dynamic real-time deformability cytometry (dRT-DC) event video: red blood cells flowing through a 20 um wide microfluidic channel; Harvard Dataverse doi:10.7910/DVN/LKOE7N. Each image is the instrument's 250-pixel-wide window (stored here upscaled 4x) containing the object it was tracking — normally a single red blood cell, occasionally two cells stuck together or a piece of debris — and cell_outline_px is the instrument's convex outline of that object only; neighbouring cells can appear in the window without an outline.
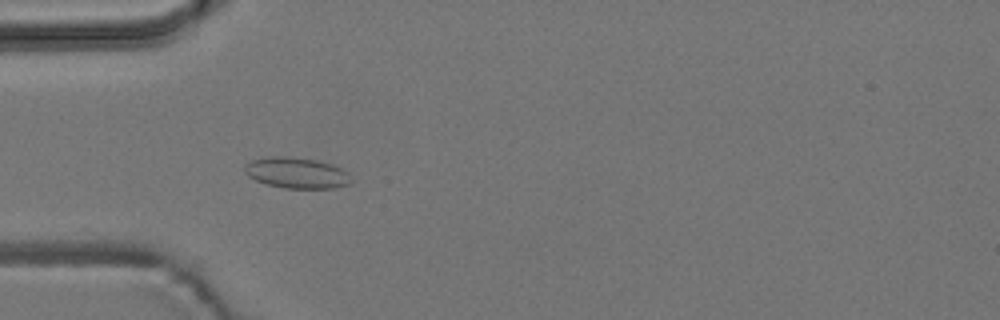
{"species": "common noctule bat (a hibernating species)", "species_latin": "Nyctalus noctula", "temperature_condition": "room temperature", "stored_images_in_passage": 6, "camera_frame_rate_fps": 3000, "um_per_image_px": 0.085, "animal": {"sex": "male", "body_mass_g": 19.2, "forearm_length_mm": 51.8}, "frame": {"image": 1, "passage_image": 2, "time_ms": 1.0, "image_size_px": [1000, 320], "cell_outline_px": [[352, 180], [348, 184], [332, 188], [284, 188], [268, 184], [256, 180], [248, 176], [244, 172], [244, 164], [252, 160], [268, 156], [288, 156], [316, 160], [332, 164], [348, 172]], "centroid_in_image_um": [25.19, 14.68], "position_along_channel_um": 59.8, "area_um2": 19.19}}
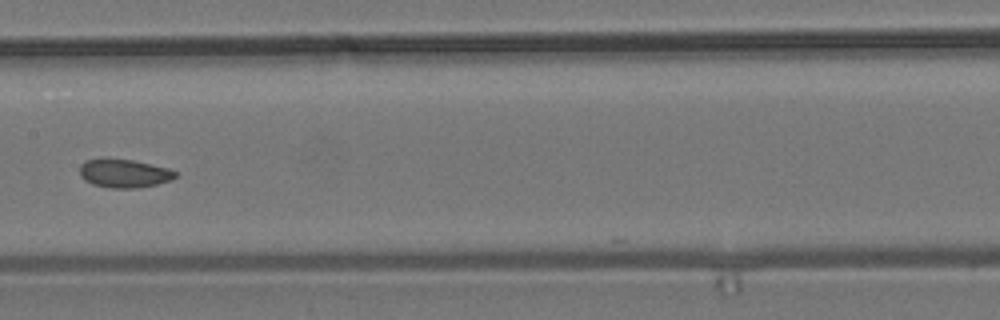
{"frame": {"image": 2, "passage_image": 5, "time_ms": 4.667, "image_size_px": [1000, 320], "cell_outline_px": [[176, 176], [172, 180], [156, 184], [136, 188], [108, 188], [92, 184], [84, 180], [80, 176], [80, 164], [84, 160], [100, 156], [104, 156], [132, 160], [168, 168], [176, 172]], "centroid_in_image_um": [10.47, 14.7], "position_along_channel_um": 196.9, "area_um2": 16.36}}
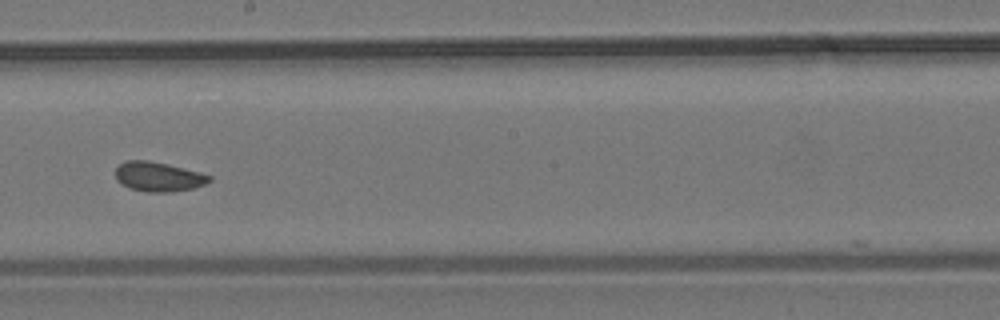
{"frame": {"image": 3, "passage_image": 6, "time_ms": 5.667, "image_size_px": [1000, 320], "cell_outline_px": [[212, 180], [204, 184], [192, 188], [172, 192], [148, 192], [128, 188], [116, 180], [116, 168], [120, 164], [128, 160], [148, 160], [168, 164], [200, 172], [212, 176]], "centroid_in_image_um": [13.46, 15.02], "position_along_channel_um": 234.7, "area_um2": 16.18}}